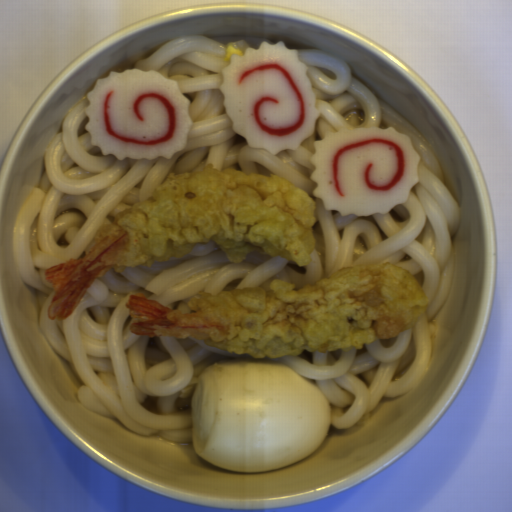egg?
Instances as JSON below:
<instances>
[{
  "label": "egg",
  "mask_w": 512,
  "mask_h": 512,
  "mask_svg": "<svg viewBox=\"0 0 512 512\" xmlns=\"http://www.w3.org/2000/svg\"><path fill=\"white\" fill-rule=\"evenodd\" d=\"M190 438L205 461L260 473L302 461L325 441L331 405L293 368L252 358L218 360L198 376Z\"/></svg>",
  "instance_id": "obj_1"
}]
</instances>
